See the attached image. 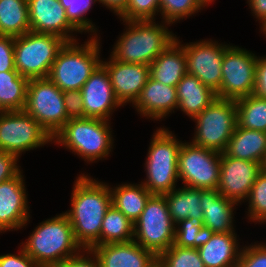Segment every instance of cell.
Here are the masks:
<instances>
[{
	"instance_id": "obj_32",
	"label": "cell",
	"mask_w": 266,
	"mask_h": 267,
	"mask_svg": "<svg viewBox=\"0 0 266 267\" xmlns=\"http://www.w3.org/2000/svg\"><path fill=\"white\" fill-rule=\"evenodd\" d=\"M134 237V223L113 205L106 211L100 231V245L128 242Z\"/></svg>"
},
{
	"instance_id": "obj_14",
	"label": "cell",
	"mask_w": 266,
	"mask_h": 267,
	"mask_svg": "<svg viewBox=\"0 0 266 267\" xmlns=\"http://www.w3.org/2000/svg\"><path fill=\"white\" fill-rule=\"evenodd\" d=\"M229 45L212 39L184 44L187 74L197 77L202 84L217 93L222 82L223 55Z\"/></svg>"
},
{
	"instance_id": "obj_16",
	"label": "cell",
	"mask_w": 266,
	"mask_h": 267,
	"mask_svg": "<svg viewBox=\"0 0 266 267\" xmlns=\"http://www.w3.org/2000/svg\"><path fill=\"white\" fill-rule=\"evenodd\" d=\"M22 171L0 183V233L18 231L30 222L28 193Z\"/></svg>"
},
{
	"instance_id": "obj_48",
	"label": "cell",
	"mask_w": 266,
	"mask_h": 267,
	"mask_svg": "<svg viewBox=\"0 0 266 267\" xmlns=\"http://www.w3.org/2000/svg\"><path fill=\"white\" fill-rule=\"evenodd\" d=\"M149 267H163V265L161 264V262L157 259L152 265H150Z\"/></svg>"
},
{
	"instance_id": "obj_15",
	"label": "cell",
	"mask_w": 266,
	"mask_h": 267,
	"mask_svg": "<svg viewBox=\"0 0 266 267\" xmlns=\"http://www.w3.org/2000/svg\"><path fill=\"white\" fill-rule=\"evenodd\" d=\"M261 164L221 153V169L217 190L225 198L241 205L261 173Z\"/></svg>"
},
{
	"instance_id": "obj_29",
	"label": "cell",
	"mask_w": 266,
	"mask_h": 267,
	"mask_svg": "<svg viewBox=\"0 0 266 267\" xmlns=\"http://www.w3.org/2000/svg\"><path fill=\"white\" fill-rule=\"evenodd\" d=\"M28 83L17 70L0 72V112L24 109Z\"/></svg>"
},
{
	"instance_id": "obj_25",
	"label": "cell",
	"mask_w": 266,
	"mask_h": 267,
	"mask_svg": "<svg viewBox=\"0 0 266 267\" xmlns=\"http://www.w3.org/2000/svg\"><path fill=\"white\" fill-rule=\"evenodd\" d=\"M178 107L193 119L217 99L216 93L192 75L186 74L176 86Z\"/></svg>"
},
{
	"instance_id": "obj_30",
	"label": "cell",
	"mask_w": 266,
	"mask_h": 267,
	"mask_svg": "<svg viewBox=\"0 0 266 267\" xmlns=\"http://www.w3.org/2000/svg\"><path fill=\"white\" fill-rule=\"evenodd\" d=\"M29 31L27 0H0V35L17 37Z\"/></svg>"
},
{
	"instance_id": "obj_7",
	"label": "cell",
	"mask_w": 266,
	"mask_h": 267,
	"mask_svg": "<svg viewBox=\"0 0 266 267\" xmlns=\"http://www.w3.org/2000/svg\"><path fill=\"white\" fill-rule=\"evenodd\" d=\"M67 41L58 35L29 31L14 37L15 69L27 79L47 78Z\"/></svg>"
},
{
	"instance_id": "obj_33",
	"label": "cell",
	"mask_w": 266,
	"mask_h": 267,
	"mask_svg": "<svg viewBox=\"0 0 266 267\" xmlns=\"http://www.w3.org/2000/svg\"><path fill=\"white\" fill-rule=\"evenodd\" d=\"M214 232L203 226L197 218H187L176 224L174 245L178 247L199 248L207 243Z\"/></svg>"
},
{
	"instance_id": "obj_42",
	"label": "cell",
	"mask_w": 266,
	"mask_h": 267,
	"mask_svg": "<svg viewBox=\"0 0 266 267\" xmlns=\"http://www.w3.org/2000/svg\"><path fill=\"white\" fill-rule=\"evenodd\" d=\"M18 159L14 154L0 151V183L15 177L21 171Z\"/></svg>"
},
{
	"instance_id": "obj_46",
	"label": "cell",
	"mask_w": 266,
	"mask_h": 267,
	"mask_svg": "<svg viewBox=\"0 0 266 267\" xmlns=\"http://www.w3.org/2000/svg\"><path fill=\"white\" fill-rule=\"evenodd\" d=\"M253 16L262 23L263 28L266 25V0H247Z\"/></svg>"
},
{
	"instance_id": "obj_28",
	"label": "cell",
	"mask_w": 266,
	"mask_h": 267,
	"mask_svg": "<svg viewBox=\"0 0 266 267\" xmlns=\"http://www.w3.org/2000/svg\"><path fill=\"white\" fill-rule=\"evenodd\" d=\"M169 215L175 224L187 218H197L203 222L201 189L181 186L164 194Z\"/></svg>"
},
{
	"instance_id": "obj_27",
	"label": "cell",
	"mask_w": 266,
	"mask_h": 267,
	"mask_svg": "<svg viewBox=\"0 0 266 267\" xmlns=\"http://www.w3.org/2000/svg\"><path fill=\"white\" fill-rule=\"evenodd\" d=\"M110 187L112 205L121 211L132 223H135L147 201L152 196L148 189L142 184L124 183L115 187Z\"/></svg>"
},
{
	"instance_id": "obj_40",
	"label": "cell",
	"mask_w": 266,
	"mask_h": 267,
	"mask_svg": "<svg viewBox=\"0 0 266 267\" xmlns=\"http://www.w3.org/2000/svg\"><path fill=\"white\" fill-rule=\"evenodd\" d=\"M63 99L69 119L84 118L83 96L80 90L64 91Z\"/></svg>"
},
{
	"instance_id": "obj_36",
	"label": "cell",
	"mask_w": 266,
	"mask_h": 267,
	"mask_svg": "<svg viewBox=\"0 0 266 267\" xmlns=\"http://www.w3.org/2000/svg\"><path fill=\"white\" fill-rule=\"evenodd\" d=\"M247 218L250 222L266 223V173L262 172L257 176L248 198Z\"/></svg>"
},
{
	"instance_id": "obj_35",
	"label": "cell",
	"mask_w": 266,
	"mask_h": 267,
	"mask_svg": "<svg viewBox=\"0 0 266 267\" xmlns=\"http://www.w3.org/2000/svg\"><path fill=\"white\" fill-rule=\"evenodd\" d=\"M207 5L202 0H160L159 15L172 25L201 11Z\"/></svg>"
},
{
	"instance_id": "obj_49",
	"label": "cell",
	"mask_w": 266,
	"mask_h": 267,
	"mask_svg": "<svg viewBox=\"0 0 266 267\" xmlns=\"http://www.w3.org/2000/svg\"><path fill=\"white\" fill-rule=\"evenodd\" d=\"M262 172L266 173V155L264 157V160L261 164Z\"/></svg>"
},
{
	"instance_id": "obj_47",
	"label": "cell",
	"mask_w": 266,
	"mask_h": 267,
	"mask_svg": "<svg viewBox=\"0 0 266 267\" xmlns=\"http://www.w3.org/2000/svg\"><path fill=\"white\" fill-rule=\"evenodd\" d=\"M129 0H99V3L109 10L113 11L115 15L119 16L126 8Z\"/></svg>"
},
{
	"instance_id": "obj_26",
	"label": "cell",
	"mask_w": 266,
	"mask_h": 267,
	"mask_svg": "<svg viewBox=\"0 0 266 267\" xmlns=\"http://www.w3.org/2000/svg\"><path fill=\"white\" fill-rule=\"evenodd\" d=\"M224 153L229 157L262 164L266 155V132L236 126Z\"/></svg>"
},
{
	"instance_id": "obj_6",
	"label": "cell",
	"mask_w": 266,
	"mask_h": 267,
	"mask_svg": "<svg viewBox=\"0 0 266 267\" xmlns=\"http://www.w3.org/2000/svg\"><path fill=\"white\" fill-rule=\"evenodd\" d=\"M145 158L146 179L141 183L152 195H164L177 186L178 154L182 145L168 128H157Z\"/></svg>"
},
{
	"instance_id": "obj_45",
	"label": "cell",
	"mask_w": 266,
	"mask_h": 267,
	"mask_svg": "<svg viewBox=\"0 0 266 267\" xmlns=\"http://www.w3.org/2000/svg\"><path fill=\"white\" fill-rule=\"evenodd\" d=\"M254 94L266 98V57H259L256 64Z\"/></svg>"
},
{
	"instance_id": "obj_39",
	"label": "cell",
	"mask_w": 266,
	"mask_h": 267,
	"mask_svg": "<svg viewBox=\"0 0 266 267\" xmlns=\"http://www.w3.org/2000/svg\"><path fill=\"white\" fill-rule=\"evenodd\" d=\"M254 243L242 247L237 267H266V243Z\"/></svg>"
},
{
	"instance_id": "obj_19",
	"label": "cell",
	"mask_w": 266,
	"mask_h": 267,
	"mask_svg": "<svg viewBox=\"0 0 266 267\" xmlns=\"http://www.w3.org/2000/svg\"><path fill=\"white\" fill-rule=\"evenodd\" d=\"M27 4L32 32L58 35L67 42L77 40L73 32L79 31L67 19L59 0H27Z\"/></svg>"
},
{
	"instance_id": "obj_22",
	"label": "cell",
	"mask_w": 266,
	"mask_h": 267,
	"mask_svg": "<svg viewBox=\"0 0 266 267\" xmlns=\"http://www.w3.org/2000/svg\"><path fill=\"white\" fill-rule=\"evenodd\" d=\"M203 226L214 233L235 232L234 213L237 203L225 198L217 189H201ZM235 206V207H234Z\"/></svg>"
},
{
	"instance_id": "obj_37",
	"label": "cell",
	"mask_w": 266,
	"mask_h": 267,
	"mask_svg": "<svg viewBox=\"0 0 266 267\" xmlns=\"http://www.w3.org/2000/svg\"><path fill=\"white\" fill-rule=\"evenodd\" d=\"M163 267H205L197 248L172 245L158 256Z\"/></svg>"
},
{
	"instance_id": "obj_13",
	"label": "cell",
	"mask_w": 266,
	"mask_h": 267,
	"mask_svg": "<svg viewBox=\"0 0 266 267\" xmlns=\"http://www.w3.org/2000/svg\"><path fill=\"white\" fill-rule=\"evenodd\" d=\"M257 60L252 51L229 45L223 55L217 98L236 100L254 94Z\"/></svg>"
},
{
	"instance_id": "obj_51",
	"label": "cell",
	"mask_w": 266,
	"mask_h": 267,
	"mask_svg": "<svg viewBox=\"0 0 266 267\" xmlns=\"http://www.w3.org/2000/svg\"><path fill=\"white\" fill-rule=\"evenodd\" d=\"M263 32V34H265V36H266V25L263 27V28H261V33Z\"/></svg>"
},
{
	"instance_id": "obj_44",
	"label": "cell",
	"mask_w": 266,
	"mask_h": 267,
	"mask_svg": "<svg viewBox=\"0 0 266 267\" xmlns=\"http://www.w3.org/2000/svg\"><path fill=\"white\" fill-rule=\"evenodd\" d=\"M57 267H100V264L91 250L83 249L76 256L65 259Z\"/></svg>"
},
{
	"instance_id": "obj_3",
	"label": "cell",
	"mask_w": 266,
	"mask_h": 267,
	"mask_svg": "<svg viewBox=\"0 0 266 267\" xmlns=\"http://www.w3.org/2000/svg\"><path fill=\"white\" fill-rule=\"evenodd\" d=\"M21 246L39 267H57L83 250L63 212L39 223Z\"/></svg>"
},
{
	"instance_id": "obj_21",
	"label": "cell",
	"mask_w": 266,
	"mask_h": 267,
	"mask_svg": "<svg viewBox=\"0 0 266 267\" xmlns=\"http://www.w3.org/2000/svg\"><path fill=\"white\" fill-rule=\"evenodd\" d=\"M140 116L160 121L178 107L176 87L162 84L151 77L132 105Z\"/></svg>"
},
{
	"instance_id": "obj_17",
	"label": "cell",
	"mask_w": 266,
	"mask_h": 267,
	"mask_svg": "<svg viewBox=\"0 0 266 267\" xmlns=\"http://www.w3.org/2000/svg\"><path fill=\"white\" fill-rule=\"evenodd\" d=\"M80 91L83 96L84 118L110 121V116L122 106L114 94L109 75L102 64L90 75Z\"/></svg>"
},
{
	"instance_id": "obj_23",
	"label": "cell",
	"mask_w": 266,
	"mask_h": 267,
	"mask_svg": "<svg viewBox=\"0 0 266 267\" xmlns=\"http://www.w3.org/2000/svg\"><path fill=\"white\" fill-rule=\"evenodd\" d=\"M179 38L172 42L149 65L150 77L162 84L176 87L187 74L184 44Z\"/></svg>"
},
{
	"instance_id": "obj_34",
	"label": "cell",
	"mask_w": 266,
	"mask_h": 267,
	"mask_svg": "<svg viewBox=\"0 0 266 267\" xmlns=\"http://www.w3.org/2000/svg\"><path fill=\"white\" fill-rule=\"evenodd\" d=\"M60 4L65 8L66 16L69 22L79 31V33L88 32L93 33L89 35H94L98 37V29L93 22L86 18L87 12L92 9L95 2L99 0H59Z\"/></svg>"
},
{
	"instance_id": "obj_8",
	"label": "cell",
	"mask_w": 266,
	"mask_h": 267,
	"mask_svg": "<svg viewBox=\"0 0 266 267\" xmlns=\"http://www.w3.org/2000/svg\"><path fill=\"white\" fill-rule=\"evenodd\" d=\"M192 120L196 122L192 143L224 153L237 126L235 100L217 98Z\"/></svg>"
},
{
	"instance_id": "obj_2",
	"label": "cell",
	"mask_w": 266,
	"mask_h": 267,
	"mask_svg": "<svg viewBox=\"0 0 266 267\" xmlns=\"http://www.w3.org/2000/svg\"><path fill=\"white\" fill-rule=\"evenodd\" d=\"M122 21L126 30L110 54L119 62L150 65L177 37L168 29L170 24L163 21Z\"/></svg>"
},
{
	"instance_id": "obj_10",
	"label": "cell",
	"mask_w": 266,
	"mask_h": 267,
	"mask_svg": "<svg viewBox=\"0 0 266 267\" xmlns=\"http://www.w3.org/2000/svg\"><path fill=\"white\" fill-rule=\"evenodd\" d=\"M23 110L52 138L70 120L64 105L63 91L48 78L29 80Z\"/></svg>"
},
{
	"instance_id": "obj_41",
	"label": "cell",
	"mask_w": 266,
	"mask_h": 267,
	"mask_svg": "<svg viewBox=\"0 0 266 267\" xmlns=\"http://www.w3.org/2000/svg\"><path fill=\"white\" fill-rule=\"evenodd\" d=\"M14 37L0 35V72L15 69Z\"/></svg>"
},
{
	"instance_id": "obj_9",
	"label": "cell",
	"mask_w": 266,
	"mask_h": 267,
	"mask_svg": "<svg viewBox=\"0 0 266 267\" xmlns=\"http://www.w3.org/2000/svg\"><path fill=\"white\" fill-rule=\"evenodd\" d=\"M175 229L164 195H152L134 223L133 240L158 257L174 244Z\"/></svg>"
},
{
	"instance_id": "obj_38",
	"label": "cell",
	"mask_w": 266,
	"mask_h": 267,
	"mask_svg": "<svg viewBox=\"0 0 266 267\" xmlns=\"http://www.w3.org/2000/svg\"><path fill=\"white\" fill-rule=\"evenodd\" d=\"M160 0H129L125 10L118 16L126 21L155 20L159 13Z\"/></svg>"
},
{
	"instance_id": "obj_18",
	"label": "cell",
	"mask_w": 266,
	"mask_h": 267,
	"mask_svg": "<svg viewBox=\"0 0 266 267\" xmlns=\"http://www.w3.org/2000/svg\"><path fill=\"white\" fill-rule=\"evenodd\" d=\"M101 64L106 68L114 94L122 107L127 103L133 105L150 77L149 65L119 62L111 55L109 61L102 60Z\"/></svg>"
},
{
	"instance_id": "obj_4",
	"label": "cell",
	"mask_w": 266,
	"mask_h": 267,
	"mask_svg": "<svg viewBox=\"0 0 266 267\" xmlns=\"http://www.w3.org/2000/svg\"><path fill=\"white\" fill-rule=\"evenodd\" d=\"M110 126V121L103 119L73 118L55 134L52 143L72 150L89 164L104 160L109 157L114 145Z\"/></svg>"
},
{
	"instance_id": "obj_31",
	"label": "cell",
	"mask_w": 266,
	"mask_h": 267,
	"mask_svg": "<svg viewBox=\"0 0 266 267\" xmlns=\"http://www.w3.org/2000/svg\"><path fill=\"white\" fill-rule=\"evenodd\" d=\"M237 106V126L266 132V98L255 94L235 100Z\"/></svg>"
},
{
	"instance_id": "obj_50",
	"label": "cell",
	"mask_w": 266,
	"mask_h": 267,
	"mask_svg": "<svg viewBox=\"0 0 266 267\" xmlns=\"http://www.w3.org/2000/svg\"><path fill=\"white\" fill-rule=\"evenodd\" d=\"M207 6L209 5V3L214 2V0H202Z\"/></svg>"
},
{
	"instance_id": "obj_20",
	"label": "cell",
	"mask_w": 266,
	"mask_h": 267,
	"mask_svg": "<svg viewBox=\"0 0 266 267\" xmlns=\"http://www.w3.org/2000/svg\"><path fill=\"white\" fill-rule=\"evenodd\" d=\"M100 267H149L158 257L134 240L97 245L90 249Z\"/></svg>"
},
{
	"instance_id": "obj_5",
	"label": "cell",
	"mask_w": 266,
	"mask_h": 267,
	"mask_svg": "<svg viewBox=\"0 0 266 267\" xmlns=\"http://www.w3.org/2000/svg\"><path fill=\"white\" fill-rule=\"evenodd\" d=\"M88 41L66 42L51 65L48 79L61 91L81 90L90 75L101 64L100 39L88 37Z\"/></svg>"
},
{
	"instance_id": "obj_24",
	"label": "cell",
	"mask_w": 266,
	"mask_h": 267,
	"mask_svg": "<svg viewBox=\"0 0 266 267\" xmlns=\"http://www.w3.org/2000/svg\"><path fill=\"white\" fill-rule=\"evenodd\" d=\"M238 240L236 232L214 233L197 248L205 267H237L242 250Z\"/></svg>"
},
{
	"instance_id": "obj_1",
	"label": "cell",
	"mask_w": 266,
	"mask_h": 267,
	"mask_svg": "<svg viewBox=\"0 0 266 267\" xmlns=\"http://www.w3.org/2000/svg\"><path fill=\"white\" fill-rule=\"evenodd\" d=\"M70 210L63 212L69 219L76 242L90 250L100 245V231L106 211L112 205L108 183L80 174L74 181Z\"/></svg>"
},
{
	"instance_id": "obj_12",
	"label": "cell",
	"mask_w": 266,
	"mask_h": 267,
	"mask_svg": "<svg viewBox=\"0 0 266 267\" xmlns=\"http://www.w3.org/2000/svg\"><path fill=\"white\" fill-rule=\"evenodd\" d=\"M221 169V153L182 142L178 154V177L185 187L217 189Z\"/></svg>"
},
{
	"instance_id": "obj_43",
	"label": "cell",
	"mask_w": 266,
	"mask_h": 267,
	"mask_svg": "<svg viewBox=\"0 0 266 267\" xmlns=\"http://www.w3.org/2000/svg\"><path fill=\"white\" fill-rule=\"evenodd\" d=\"M0 267H39L36 262L25 252L20 245L19 253L16 255L8 253L0 255Z\"/></svg>"
},
{
	"instance_id": "obj_11",
	"label": "cell",
	"mask_w": 266,
	"mask_h": 267,
	"mask_svg": "<svg viewBox=\"0 0 266 267\" xmlns=\"http://www.w3.org/2000/svg\"><path fill=\"white\" fill-rule=\"evenodd\" d=\"M52 143L49 133L24 110L0 112V151L22 153Z\"/></svg>"
}]
</instances>
